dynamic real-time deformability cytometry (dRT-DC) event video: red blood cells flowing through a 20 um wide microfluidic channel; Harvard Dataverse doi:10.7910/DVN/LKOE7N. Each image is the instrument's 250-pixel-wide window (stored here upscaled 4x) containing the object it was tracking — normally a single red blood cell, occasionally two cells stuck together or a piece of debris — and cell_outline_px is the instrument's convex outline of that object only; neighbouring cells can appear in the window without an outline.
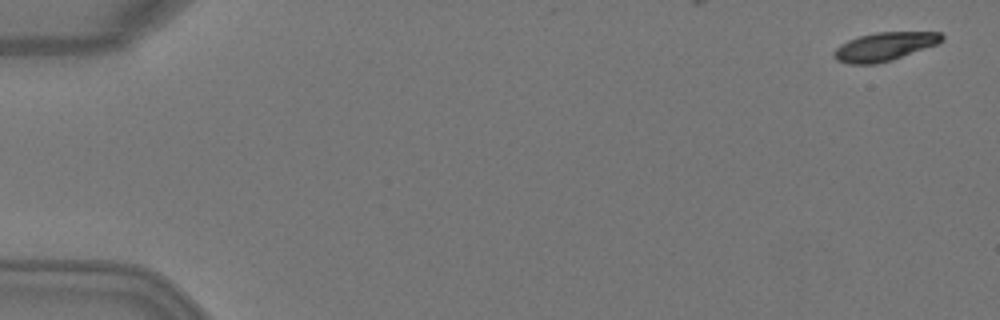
{"species": "Egyptian fruit bat (a non-hibernating species)", "species_latin": "Rousettus aegyptiacus", "temperature_condition": "warm", "stored_images_in_passage": 5, "camera_frame_rate_fps": 3000, "um_per_image_px": 0.085, "animal": {"sex": "female"}, "frame": {"image": 1, "passage_image": 1, "time_ms": 0.0, "image_size_px": [1000, 320], "cell_outline_px": [[944, 40], [936, 44], [892, 60], [876, 64], [848, 64], [836, 60], [832, 56], [832, 52], [840, 44], [848, 40], [860, 36], [876, 32], [940, 32], [944, 36]], "centroid_in_image_um": [75.14, 3.96], "position_along_channel_um": 9.9, "area_um2": 17.92}}
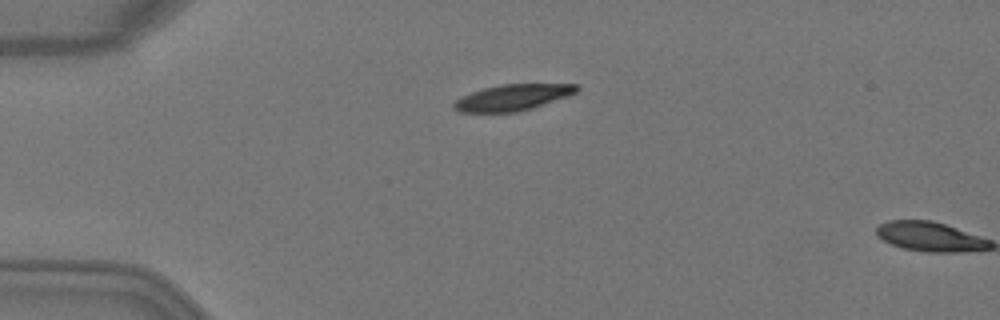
{"frame": {"image": 2, "passage_image": 4, "time_ms": 1.0, "image_size_px": [1000, 320], "cell_outline_px": [[580, 88], [576, 92], [568, 96], [532, 108], [516, 112], [460, 112], [452, 108], [452, 104], [456, 100], [472, 92], [484, 88], [504, 84], [576, 84]], "centroid_in_image_um": [43.58, 8.28], "position_along_channel_um": 41.4, "area_um2": 18.5}}